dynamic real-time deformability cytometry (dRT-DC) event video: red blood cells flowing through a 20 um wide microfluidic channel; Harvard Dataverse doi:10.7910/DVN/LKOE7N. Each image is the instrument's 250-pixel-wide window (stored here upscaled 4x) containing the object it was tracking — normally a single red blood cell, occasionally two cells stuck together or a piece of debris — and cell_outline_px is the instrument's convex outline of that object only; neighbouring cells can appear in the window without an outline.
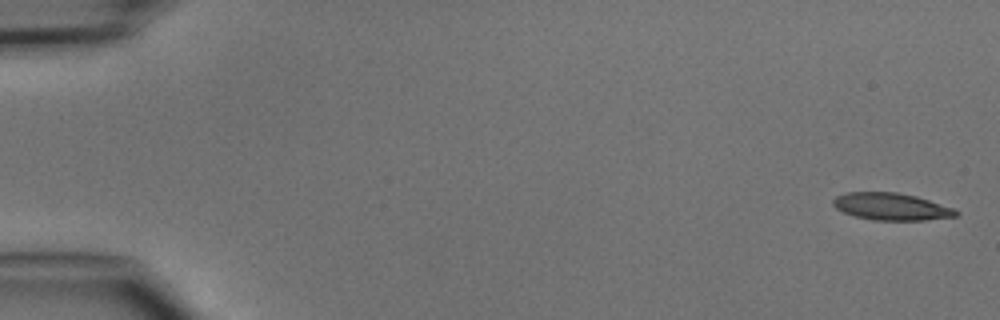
{"species": "common noctule bat (a hibernating species)", "species_latin": "Nyctalus noctula", "temperature_condition": "cold", "stored_images_in_passage": 6, "camera_frame_rate_fps": 3000, "um_per_image_px": 0.085, "animal": {"sex": "male", "body_mass_g": 15.6}, "frame": {"image": 1, "passage_image": 1, "time_ms": 0.0, "image_size_px": [1000, 320], "cell_outline_px": [[960, 212], [956, 216], [924, 220], [872, 220], [856, 216], [844, 212], [836, 208], [832, 204], [832, 200], [836, 196], [848, 192], [896, 192], [916, 196], [956, 208]], "centroid_in_image_um": [75.78, 17.55], "position_along_channel_um": 9.2, "area_um2": 19.48}}
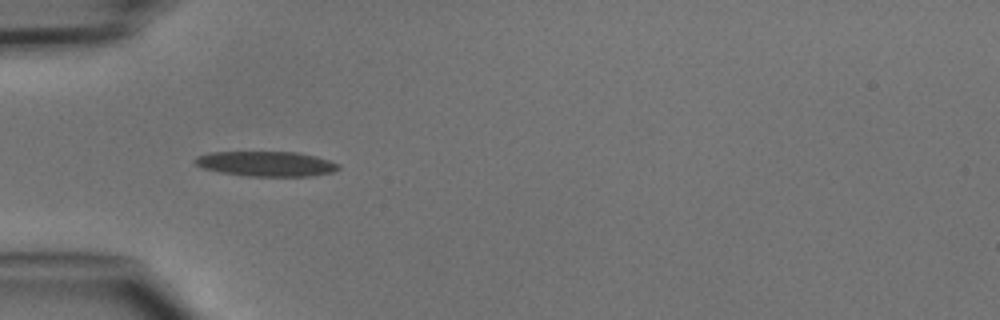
{"frame": {"image": 2, "passage_image": 5, "time_ms": 4.667, "image_size_px": [1000, 320], "cell_outline_px": [[340, 168], [332, 172], [312, 176], [248, 176], [220, 172], [204, 168], [196, 164], [192, 160], [196, 156], [208, 152], [296, 152], [316, 156], [340, 164]], "centroid_in_image_um": [22.62, 13.92], "position_along_channel_um": 62.4, "area_um2": 20.92}}